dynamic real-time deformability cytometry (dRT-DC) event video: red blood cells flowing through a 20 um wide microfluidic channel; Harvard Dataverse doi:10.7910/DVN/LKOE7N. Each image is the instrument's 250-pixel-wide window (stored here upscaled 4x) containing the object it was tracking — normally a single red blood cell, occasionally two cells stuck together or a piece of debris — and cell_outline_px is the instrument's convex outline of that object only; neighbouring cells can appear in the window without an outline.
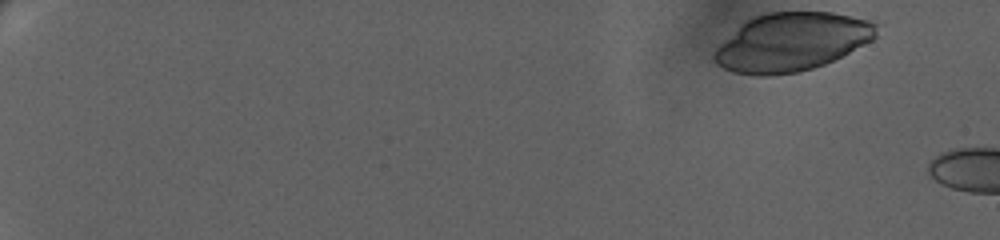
{"species": "human", "species_latin": "Homo sapiens", "temperature_condition": "warm", "stored_images_in_passage": 17, "camera_frame_rate_fps": 3000, "um_per_image_px": 0.085, "donor": {"sex": "female"}, "frame": {"image": 1, "passage_image": 1, "time_ms": 0.0, "image_size_px": [1000, 240], "cell_outline_px": [[880, 24], [876, 36], [872, 40], [824, 64], [800, 72], [772, 76], [756, 76], [732, 72], [716, 64], [712, 56], [716, 48], [744, 20], [768, 12], [832, 12], [868, 20]], "centroid_in_image_um": [67.26, 3.57], "position_along_channel_um": 17.7, "area_um2": 55.2}}